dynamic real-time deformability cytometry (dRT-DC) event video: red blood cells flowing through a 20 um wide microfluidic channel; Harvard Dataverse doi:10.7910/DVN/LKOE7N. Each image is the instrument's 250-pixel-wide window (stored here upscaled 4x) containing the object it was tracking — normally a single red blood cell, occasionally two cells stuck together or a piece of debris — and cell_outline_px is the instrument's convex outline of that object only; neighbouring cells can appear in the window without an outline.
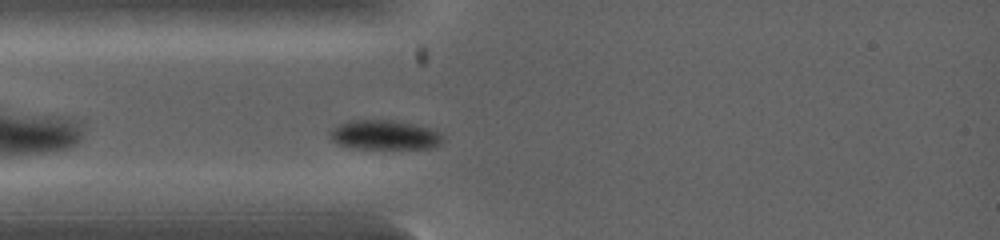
{"species": "common noctule bat (a hibernating species)", "species_latin": "Nyctalus noctula", "temperature_condition": "warm", "stored_images_in_passage": 10, "camera_frame_rate_fps": 5000, "um_per_image_px": 0.085, "animal": {"sex": "female", "body_mass_g": 19.0, "forearm_length_mm": 53.3}, "frame": {"image": 1, "passage_image": 7, "time_ms": 1.4, "image_size_px": [1000, 240], "cell_outline_px": [[440, 144], [428, 148], [352, 148], [336, 144], [332, 140], [328, 132], [332, 128], [348, 120], [392, 120], [412, 124], [428, 128], [436, 132], [440, 136]], "centroid_in_image_um": [32.57, 11.47], "position_along_channel_um": 52.4, "area_um2": 19.02}}
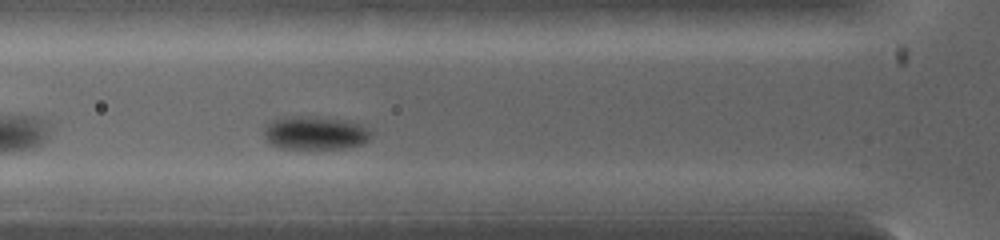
{"frame": {"image": 2, "passage_image": 10, "time_ms": 2.2, "image_size_px": [1000, 240], "cell_outline_px": [[368, 140], [360, 144], [344, 148], [280, 148], [272, 144], [264, 136], [264, 128], [272, 120], [284, 116], [308, 116], [348, 120], [360, 124], [368, 132]], "centroid_in_image_um": [26.72, 11.28], "position_along_channel_um": 99.1, "area_um2": 20.46}}